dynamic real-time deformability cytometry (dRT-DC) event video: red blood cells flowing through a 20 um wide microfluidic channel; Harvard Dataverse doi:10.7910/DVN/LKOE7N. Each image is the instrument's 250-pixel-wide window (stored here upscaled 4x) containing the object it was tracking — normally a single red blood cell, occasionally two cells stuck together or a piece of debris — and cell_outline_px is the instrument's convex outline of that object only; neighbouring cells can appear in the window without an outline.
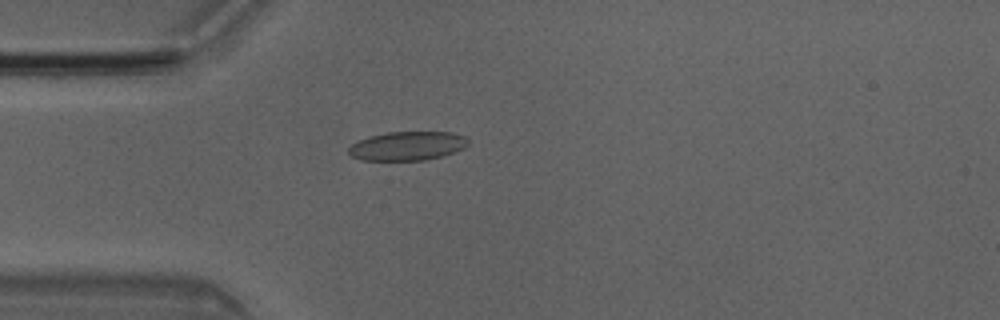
{"species": "Egyptian fruit bat (a non-hibernating species)", "species_latin": "Rousettus aegyptiacus", "temperature_condition": "room temperature", "stored_images_in_passage": 1, "camera_frame_rate_fps": 3000, "um_per_image_px": 0.085, "animal": {"sex": "male"}, "frame": {"image": 1, "passage_image": 1, "time_ms": 0.0, "image_size_px": [1000, 320], "cell_outline_px": [[468, 144], [464, 148], [444, 156], [428, 160], [360, 160], [352, 156], [348, 152], [348, 148], [352, 144], [368, 136], [388, 132], [452, 132], [464, 136], [468, 140]], "centroid_in_image_um": [34.64, 12.41], "position_along_channel_um": 50.4, "area_um2": 20.23}}